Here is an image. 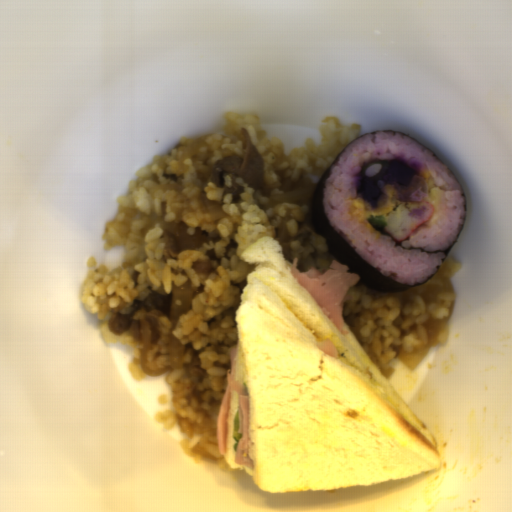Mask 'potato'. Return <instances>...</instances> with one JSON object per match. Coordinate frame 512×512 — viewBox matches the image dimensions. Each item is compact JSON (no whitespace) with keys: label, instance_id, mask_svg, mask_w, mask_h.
Returning <instances> with one entry per match:
<instances>
[{"label":"potato","instance_id":"potato-1","mask_svg":"<svg viewBox=\"0 0 512 512\" xmlns=\"http://www.w3.org/2000/svg\"><path fill=\"white\" fill-rule=\"evenodd\" d=\"M417 171L398 159H392L386 168L382 178L383 183H396L399 188H407L411 185Z\"/></svg>","mask_w":512,"mask_h":512},{"label":"potato","instance_id":"potato-2","mask_svg":"<svg viewBox=\"0 0 512 512\" xmlns=\"http://www.w3.org/2000/svg\"><path fill=\"white\" fill-rule=\"evenodd\" d=\"M397 197L403 202H421L423 200L426 201L428 196L429 187L426 180L415 174L410 185L408 187H396Z\"/></svg>","mask_w":512,"mask_h":512},{"label":"potato","instance_id":"potato-3","mask_svg":"<svg viewBox=\"0 0 512 512\" xmlns=\"http://www.w3.org/2000/svg\"><path fill=\"white\" fill-rule=\"evenodd\" d=\"M382 192L374 181L362 177L361 183L357 190V197L369 203L371 209L376 208Z\"/></svg>","mask_w":512,"mask_h":512}]
</instances>
